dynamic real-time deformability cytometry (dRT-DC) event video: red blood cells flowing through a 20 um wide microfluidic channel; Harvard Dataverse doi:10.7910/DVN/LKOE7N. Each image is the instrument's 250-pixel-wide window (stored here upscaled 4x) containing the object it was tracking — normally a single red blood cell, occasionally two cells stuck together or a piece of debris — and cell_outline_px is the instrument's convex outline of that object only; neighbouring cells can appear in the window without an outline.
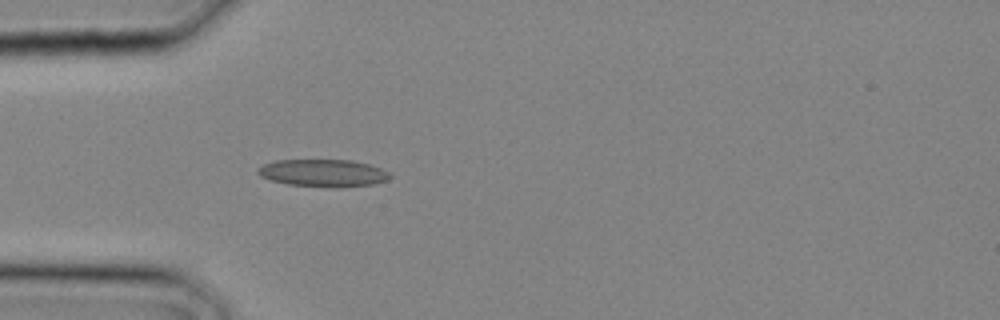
{"species": "common noctule bat (a hibernating species)", "species_latin": "Nyctalus noctula", "temperature_condition": "cold", "stored_images_in_passage": 1, "camera_frame_rate_fps": 3000, "um_per_image_px": 0.085, "animal": {"sex": "male", "body_mass_g": 20.4}, "frame": {"image": 1, "passage_image": 1, "time_ms": 0.0, "image_size_px": [1000, 320], "cell_outline_px": [[392, 176], [388, 180], [376, 184], [340, 188], [328, 188], [288, 184], [272, 180], [260, 176], [256, 172], [256, 168], [264, 164], [276, 160], [352, 160], [368, 164], [392, 172]], "centroid_in_image_um": [27.52, 14.72], "position_along_channel_um": 57.5, "area_um2": 21.5}}